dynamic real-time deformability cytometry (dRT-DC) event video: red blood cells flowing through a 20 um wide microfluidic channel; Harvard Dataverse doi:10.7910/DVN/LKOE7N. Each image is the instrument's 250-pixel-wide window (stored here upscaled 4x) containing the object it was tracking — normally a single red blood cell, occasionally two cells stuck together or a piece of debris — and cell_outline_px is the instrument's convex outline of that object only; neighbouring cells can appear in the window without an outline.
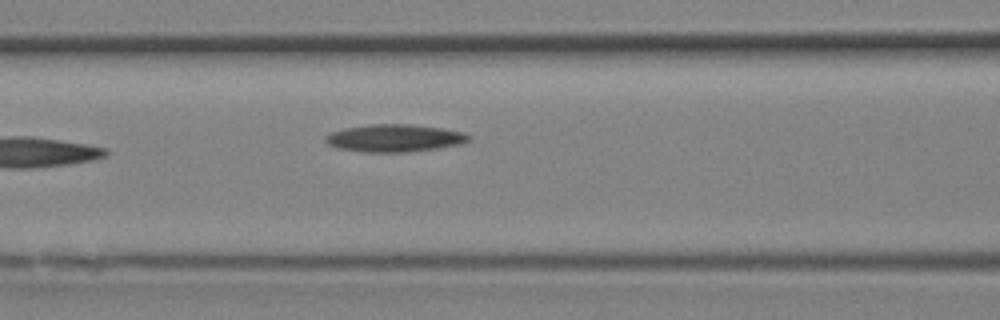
{"species": "Egyptian fruit bat (a non-hibernating species)", "species_latin": "Rousettus aegyptiacus", "temperature_condition": "room temperature", "stored_images_in_passage": 13, "camera_frame_rate_fps": 3000, "um_per_image_px": 0.085, "animal": {"sex": "female"}, "frame": {"image": 1, "passage_image": 13, "time_ms": 4.0, "image_size_px": [1000, 320], "cell_outline_px": [[472, 140], [460, 144], [436, 148], [408, 152], [364, 152], [340, 148], [328, 144], [324, 140], [324, 136], [332, 132], [344, 128], [372, 124], [408, 124], [444, 128], [464, 132], [472, 136]], "centroid_in_image_um": [33.57, 11.73], "position_along_channel_um": 133.0, "area_um2": 23.0}}